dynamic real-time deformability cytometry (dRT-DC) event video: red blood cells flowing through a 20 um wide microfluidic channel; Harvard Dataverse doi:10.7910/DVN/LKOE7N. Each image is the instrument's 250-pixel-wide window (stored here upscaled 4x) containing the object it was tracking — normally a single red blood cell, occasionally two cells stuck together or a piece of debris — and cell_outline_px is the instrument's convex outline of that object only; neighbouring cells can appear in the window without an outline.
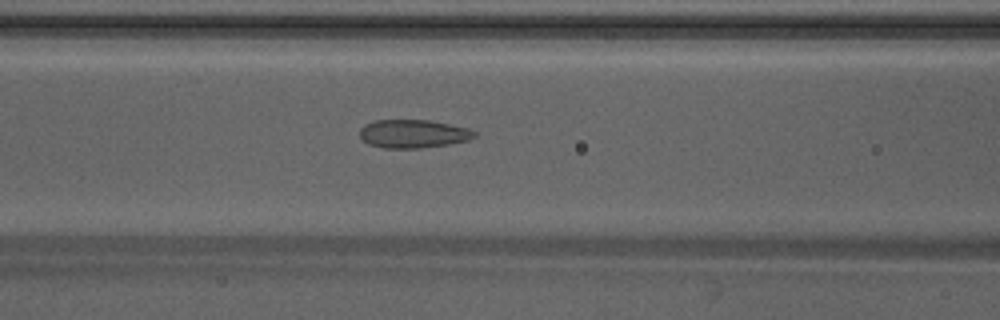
{"species": "Egyptian fruit bat (a non-hibernating species)", "species_latin": "Rousettus aegyptiacus", "temperature_condition": "warm", "stored_images_in_passage": 29, "camera_frame_rate_fps": 3000, "um_per_image_px": 0.085, "animal": {"sex": "male"}, "frame": {"image": 1, "passage_image": 5, "time_ms": 1.333, "image_size_px": [1000, 320], "cell_outline_px": [[476, 136], [468, 140], [448, 144], [420, 148], [384, 148], [368, 144], [360, 136], [360, 128], [364, 124], [376, 120], [428, 120], [468, 128], [476, 132]], "centroid_in_image_um": [35.1, 11.37], "position_along_channel_um": 131.5, "area_um2": 18.84}}
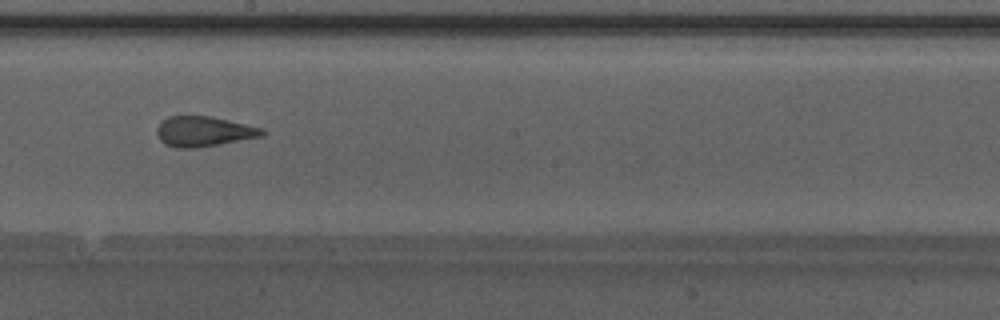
{"frame": {"image": 2, "passage_image": 12, "time_ms": 3.667, "image_size_px": [1000, 320], "cell_outline_px": [[264, 136], [196, 148], [176, 148], [164, 144], [160, 140], [156, 132], [156, 128], [168, 116], [208, 116], [264, 128]], "centroid_in_image_um": [17.3, 11.18], "position_along_channel_um": 230.9, "area_um2": 18.38}}
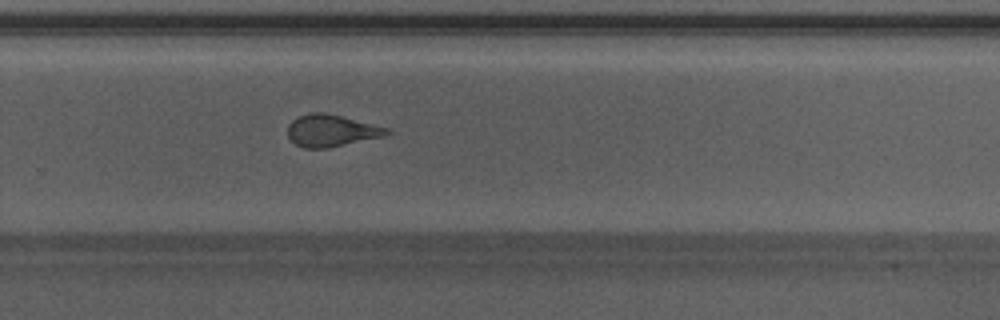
{"frame": {"image": 3, "passage_image": 17, "time_ms": 5.333, "image_size_px": [1000, 320], "cell_outline_px": [[392, 132], [388, 136], [328, 148], [304, 148], [296, 144], [288, 136], [288, 124], [292, 120], [308, 112], [324, 112], [388, 128]], "centroid_in_image_um": [28.18, 11.11], "position_along_channel_um": 301.6, "area_um2": 18.5}, "authors_computed_cell_mechanics": {"area_um2": 18.9584, "velocity_mm_per_s": 4.2684, "shape_relaxation_time_tau1_ms": null, "shape_relaxation_time_tau2_ms": 1.0993, "deformation_change_tau1": null, "deformation_change_tau2": 0.0828}}